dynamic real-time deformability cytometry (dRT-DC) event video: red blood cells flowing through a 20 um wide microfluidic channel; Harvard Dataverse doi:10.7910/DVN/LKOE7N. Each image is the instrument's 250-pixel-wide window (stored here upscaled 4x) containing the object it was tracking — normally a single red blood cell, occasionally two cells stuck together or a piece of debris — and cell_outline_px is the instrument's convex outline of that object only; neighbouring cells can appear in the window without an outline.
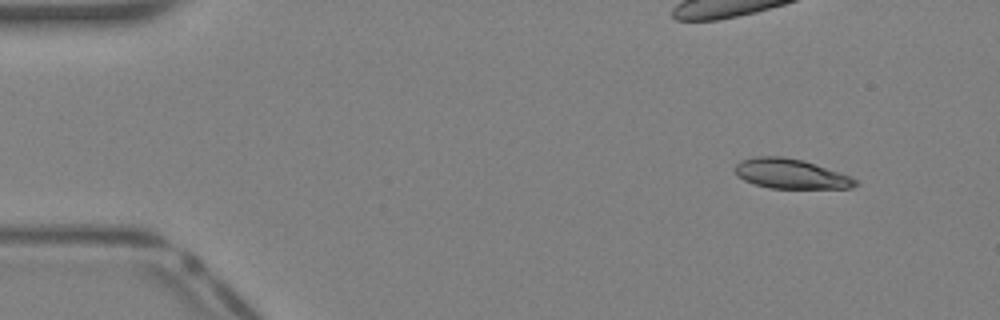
{"species": "Egyptian fruit bat (a non-hibernating species)", "species_latin": "Rousettus aegyptiacus", "temperature_condition": "warm", "stored_images_in_passage": 15, "camera_frame_rate_fps": 3000, "um_per_image_px": 0.085, "animal": {"sex": "female"}, "frame": {"image": 1, "passage_image": 3, "time_ms": 0.667, "image_size_px": [1000, 320], "cell_outline_px": [[860, 184], [852, 188], [768, 188], [744, 180], [736, 176], [736, 164], [740, 160], [756, 156], [784, 156], [804, 160], [840, 172], [856, 180]], "centroid_in_image_um": [67.21, 14.76], "position_along_channel_um": 17.8, "area_um2": 20.92}}